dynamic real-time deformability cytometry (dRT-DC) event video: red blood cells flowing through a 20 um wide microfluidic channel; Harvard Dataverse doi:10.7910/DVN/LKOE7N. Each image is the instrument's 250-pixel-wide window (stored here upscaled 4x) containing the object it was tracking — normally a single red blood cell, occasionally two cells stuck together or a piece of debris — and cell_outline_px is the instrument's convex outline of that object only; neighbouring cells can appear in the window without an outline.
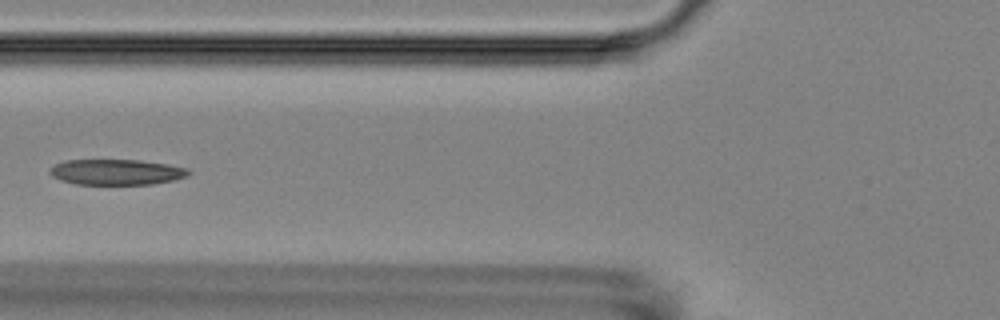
{"species": "Egyptian fruit bat (a non-hibernating species)", "species_latin": "Rousettus aegyptiacus", "temperature_condition": "room temperature", "stored_images_in_passage": 8, "camera_frame_rate_fps": 3000, "um_per_image_px": 0.085, "animal": {"sex": "female"}, "frame": {"image": 1, "passage_image": 4, "time_ms": 3.667, "image_size_px": [1000, 320], "cell_outline_px": [[192, 172], [188, 176], [172, 180], [152, 184], [76, 184], [60, 180], [52, 176], [48, 172], [56, 164], [64, 160], [140, 160], [168, 164], [188, 168]], "centroid_in_image_um": [9.92, 14.62], "position_along_channel_um": 115.9, "area_um2": 20.69}}
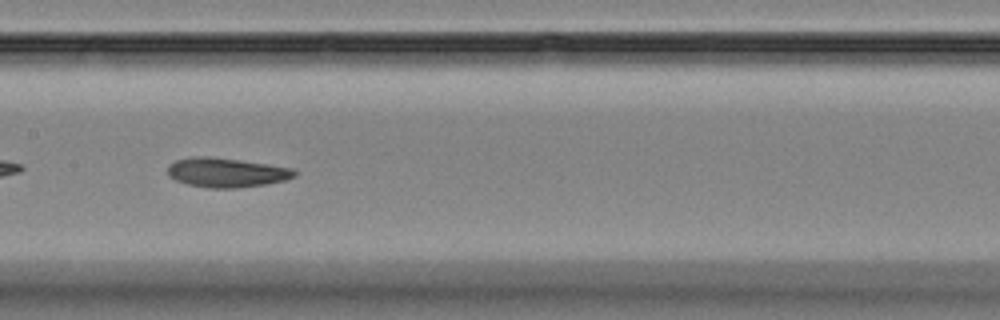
{"frame": {"image": 2, "passage_image": 6, "time_ms": 5.667, "image_size_px": [1000, 320], "cell_outline_px": [[296, 176], [284, 180], [264, 184], [236, 188], [208, 188], [188, 184], [176, 180], [168, 176], [168, 164], [176, 160], [192, 156], [208, 156], [292, 168], [296, 172]], "centroid_in_image_um": [19.19, 14.66], "position_along_channel_um": 188.2, "area_um2": 21.44}}
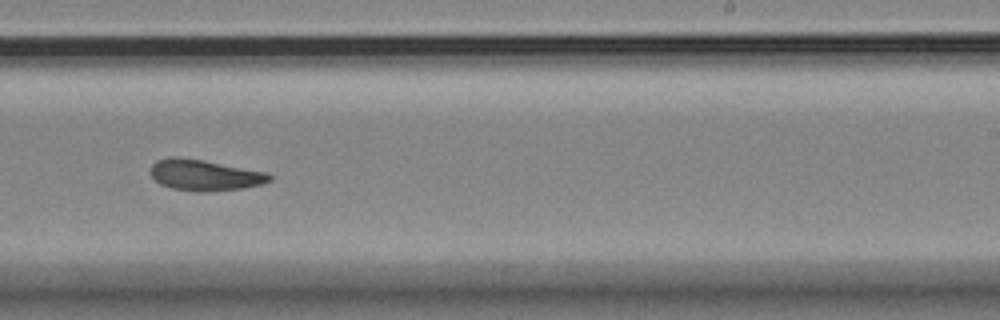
{"frame": {"image": 3, "passage_image": 8, "time_ms": 8.0, "image_size_px": [1000, 320], "cell_outline_px": [[272, 180], [260, 184], [244, 188], [200, 192], [172, 188], [160, 184], [152, 176], [152, 164], [156, 160], [168, 156], [176, 156], [204, 160], [268, 172], [272, 176]], "centroid_in_image_um": [17.41, 14.87], "position_along_channel_um": 271.6, "area_um2": 21.5}}